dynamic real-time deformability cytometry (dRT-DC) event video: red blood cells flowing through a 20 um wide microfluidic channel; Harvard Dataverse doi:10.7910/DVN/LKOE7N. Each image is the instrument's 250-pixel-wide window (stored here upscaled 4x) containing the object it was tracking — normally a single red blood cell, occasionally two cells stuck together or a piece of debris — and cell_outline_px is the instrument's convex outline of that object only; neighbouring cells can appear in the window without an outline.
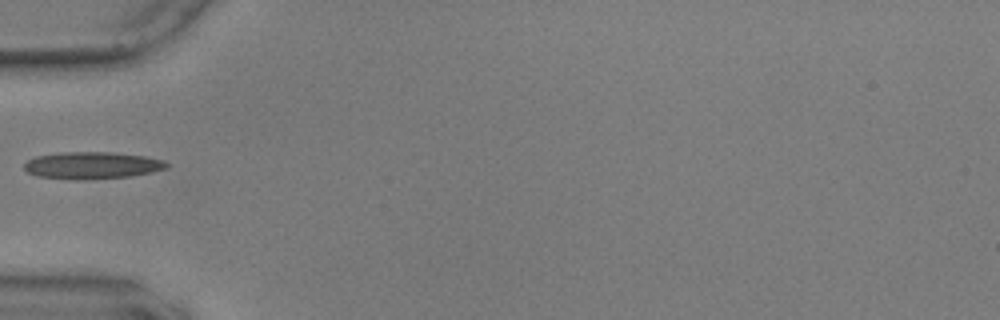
{"species": "common noctule bat (a hibernating species)", "species_latin": "Nyctalus noctula", "temperature_condition": "warm", "stored_images_in_passage": 37, "camera_frame_rate_fps": 3000, "um_per_image_px": 0.085, "animal": {"sex": "male", "body_mass_g": 17.9, "forearm_length_mm": 54.2}, "frame": {"image": 1, "passage_image": 1, "time_ms": 0.0, "image_size_px": [1000, 320], "cell_outline_px": [[168, 168], [128, 176], [84, 180], [76, 180], [36, 176], [28, 172], [24, 168], [24, 164], [28, 160], [36, 156], [60, 152], [108, 152], [144, 156], [164, 160], [168, 164]], "centroid_in_image_um": [7.78, 14.05], "position_along_channel_um": 77.2, "area_um2": 22.31}}
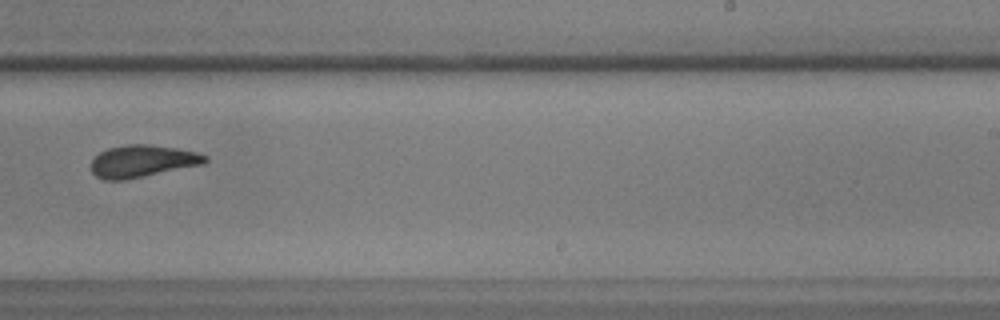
{"frame": {"image": 2, "passage_image": 17, "time_ms": 5.333, "image_size_px": [1000, 320], "cell_outline_px": [[208, 160], [204, 164], [124, 180], [104, 180], [96, 176], [92, 172], [92, 160], [100, 152], [108, 148], [128, 144], [148, 144], [176, 148], [196, 152], [208, 156]], "centroid_in_image_um": [12.11, 13.7], "position_along_channel_um": 276.9, "area_um2": 21.27}}
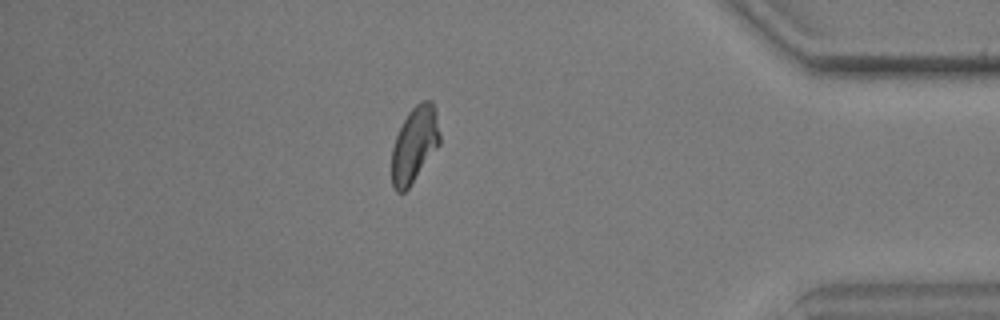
{"frame": {"image": 3, "passage_image": 30, "time_ms": 9.667, "image_size_px": [1000, 320], "cell_outline_px": [[440, 144], [408, 188], [404, 192], [396, 192], [392, 184], [392, 148], [396, 136], [408, 112], [420, 100], [432, 100], [436, 108], [440, 136]], "centroid_in_image_um": [35.25, 12.25], "position_along_channel_um": 400.0, "area_um2": 21.15}}